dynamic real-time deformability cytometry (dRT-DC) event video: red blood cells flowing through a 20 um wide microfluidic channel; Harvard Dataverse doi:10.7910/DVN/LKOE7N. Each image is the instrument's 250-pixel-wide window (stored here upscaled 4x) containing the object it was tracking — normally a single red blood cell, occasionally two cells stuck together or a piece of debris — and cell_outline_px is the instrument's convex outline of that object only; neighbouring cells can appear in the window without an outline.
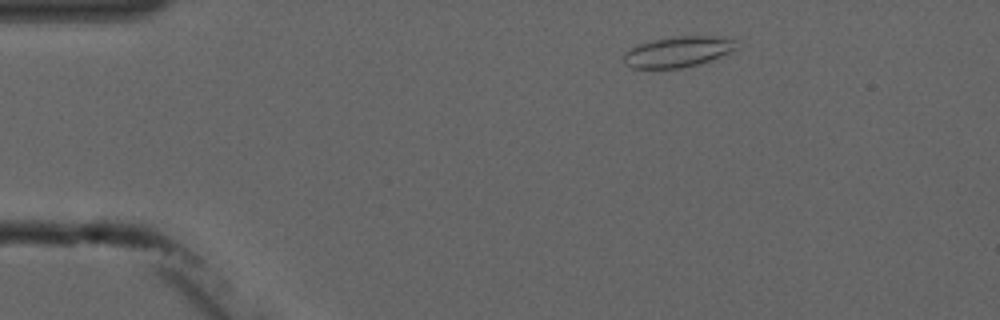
{"species": "common noctule bat (a hibernating species)", "species_latin": "Nyctalus noctula", "temperature_condition": "cold", "stored_images_in_passage": 4, "camera_frame_rate_fps": 3000, "um_per_image_px": 0.085, "animal": {"sex": "male", "forearm_length_mm": 52.5}, "frame": {"image": 1, "passage_image": 2, "time_ms": 1.333, "image_size_px": [1000, 320], "cell_outline_px": [[736, 48], [732, 52], [696, 64], [680, 68], [632, 68], [624, 64], [624, 52], [640, 44], [652, 40], [676, 36], [712, 36], [732, 40]], "centroid_in_image_um": [57.56, 4.41], "position_along_channel_um": 27.4, "area_um2": 19.65}}